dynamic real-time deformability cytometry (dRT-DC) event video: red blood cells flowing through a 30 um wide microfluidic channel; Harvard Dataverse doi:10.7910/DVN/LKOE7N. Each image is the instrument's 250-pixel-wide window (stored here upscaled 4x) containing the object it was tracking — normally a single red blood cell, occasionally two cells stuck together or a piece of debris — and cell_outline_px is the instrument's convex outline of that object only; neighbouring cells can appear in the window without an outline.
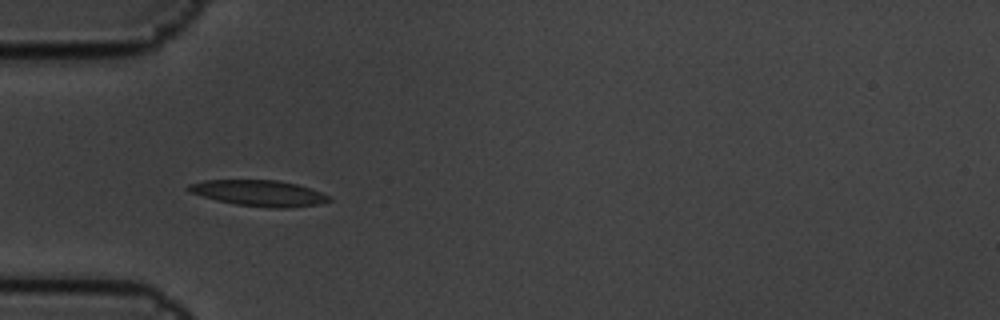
{"species": "common noctule bat (a hibernating species)", "species_latin": "Nyctalus noctula", "temperature_condition": "cold", "stored_images_in_passage": 4, "camera_frame_rate_fps": 3000, "um_per_image_px": 0.085, "animal": {"sex": "male", "body_mass_g": 19.5, "forearm_length_mm": 54.6}, "frame": {"image": 1, "passage_image": 3, "time_ms": 0.667, "image_size_px": [1000, 320], "cell_outline_px": [[332, 200], [320, 204], [288, 208], [268, 208], [236, 204], [216, 200], [188, 192], [184, 188], [188, 184], [204, 180], [280, 180], [296, 184], [332, 196]], "centroid_in_image_um": [22.0, 16.42], "position_along_channel_um": 63.0, "area_um2": 21.44}}
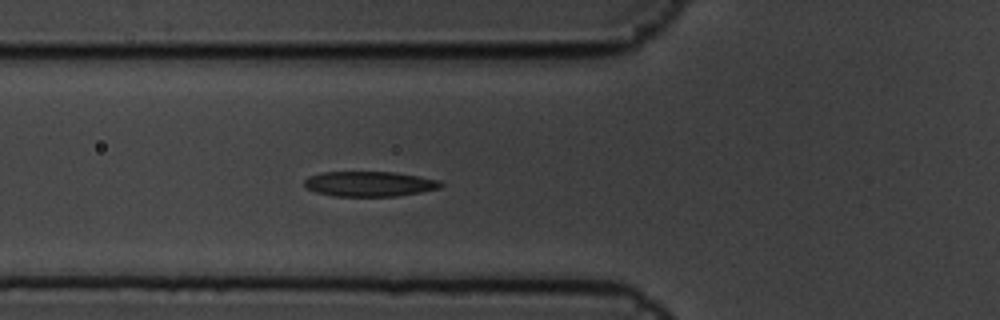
{"frame": {"image": 2, "passage_image": 4, "time_ms": 1.0, "image_size_px": [1000, 320], "cell_outline_px": [[444, 184], [440, 188], [420, 192], [396, 196], [332, 196], [316, 192], [308, 188], [304, 184], [304, 180], [308, 176], [320, 172], [392, 172], [420, 176], [440, 180]], "centroid_in_image_um": [31.41, 15.62], "position_along_channel_um": 94.4, "area_um2": 20.0}}